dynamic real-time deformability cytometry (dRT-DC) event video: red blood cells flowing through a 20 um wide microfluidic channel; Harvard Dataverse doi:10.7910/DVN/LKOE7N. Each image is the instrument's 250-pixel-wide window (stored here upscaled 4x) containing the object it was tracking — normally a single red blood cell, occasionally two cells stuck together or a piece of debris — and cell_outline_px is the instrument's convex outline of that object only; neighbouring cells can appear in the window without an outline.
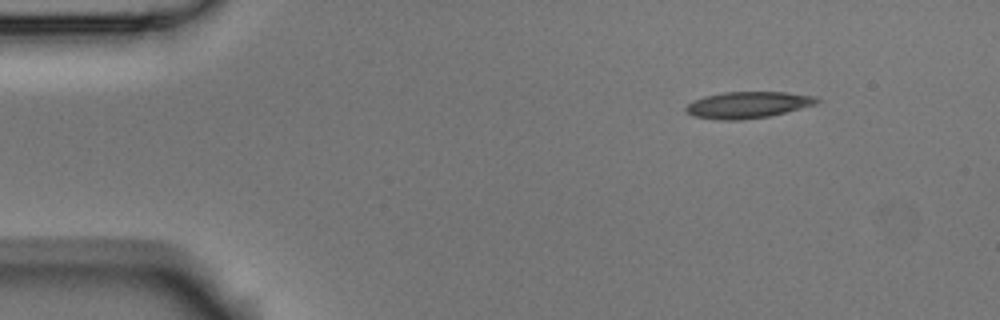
{"species": "Egyptian fruit bat (a non-hibernating species)", "species_latin": "Rousettus aegyptiacus", "temperature_condition": "room temperature", "stored_images_in_passage": 4, "camera_frame_rate_fps": 3000, "um_per_image_px": 0.085, "animal": {"sex": "male"}, "frame": {"image": 1, "passage_image": 1, "time_ms": 0.0, "image_size_px": [1000, 320], "cell_outline_px": [[820, 100], [816, 104], [768, 116], [740, 120], [720, 120], [696, 116], [688, 112], [684, 108], [688, 104], [704, 96], [724, 92], [784, 92], [816, 96]], "centroid_in_image_um": [63.58, 8.91], "position_along_channel_um": 21.4, "area_um2": 19.88}}
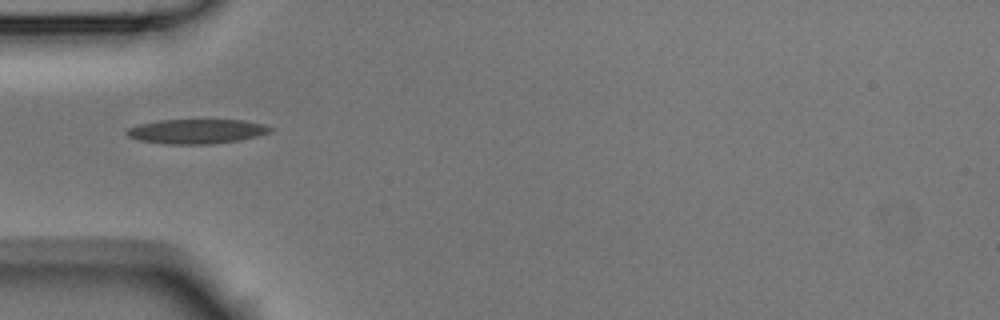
{"frame": {"image": 2, "passage_image": 3, "time_ms": 0.667, "image_size_px": [1000, 320], "cell_outline_px": [[276, 128], [272, 132], [240, 140], [212, 144], [168, 144], [140, 140], [128, 136], [124, 132], [128, 128], [140, 124], [160, 120], [244, 120], [264, 124]], "centroid_in_image_um": [16.77, 11.16], "position_along_channel_um": 68.2, "area_um2": 20.58}}
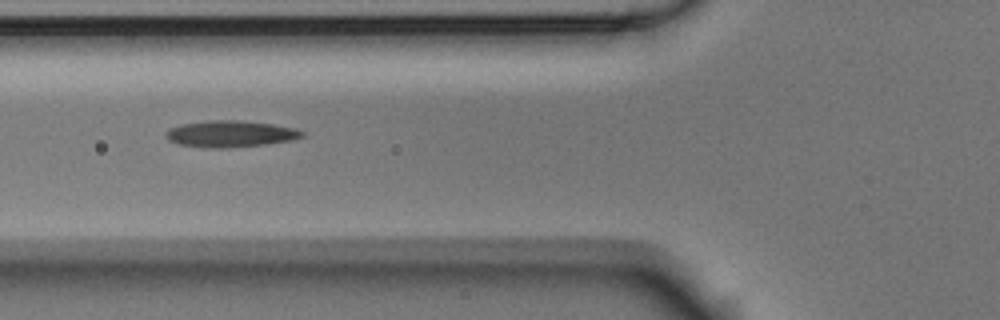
{"frame": {"image": 3, "passage_image": 4, "time_ms": 1.0, "image_size_px": [1000, 320], "cell_outline_px": [[304, 136], [288, 140], [264, 144], [228, 148], [208, 148], [180, 144], [168, 140], [164, 132], [168, 128], [180, 124], [212, 120], [240, 120], [272, 124], [296, 128], [304, 132]], "centroid_in_image_um": [19.54, 11.37], "position_along_channel_um": 106.3, "area_um2": 20.98}}